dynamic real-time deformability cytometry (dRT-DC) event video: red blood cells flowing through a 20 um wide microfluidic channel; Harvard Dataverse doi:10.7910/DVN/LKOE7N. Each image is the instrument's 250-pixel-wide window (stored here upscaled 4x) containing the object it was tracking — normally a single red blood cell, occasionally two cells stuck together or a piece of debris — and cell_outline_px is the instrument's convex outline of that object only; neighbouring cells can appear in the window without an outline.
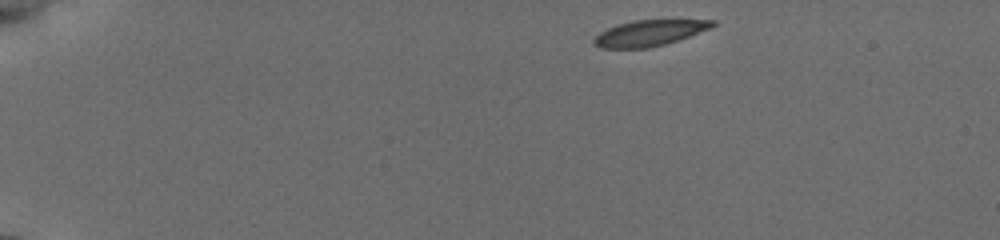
{"species": "common noctule bat (a hibernating species)", "species_latin": "Nyctalus noctula", "temperature_condition": "cold", "stored_images_in_passage": 61, "camera_frame_rate_fps": 3000, "um_per_image_px": 0.085, "animal": {"sex": "female", "body_mass_g": 19.5, "forearm_length_mm": 54.1}, "frame": {"image": 1, "passage_image": 1, "time_ms": 0.0, "image_size_px": [1000, 240], "cell_outline_px": [[716, 24], [708, 28], [688, 36], [664, 44], [648, 48], [600, 48], [592, 44], [592, 40], [600, 32], [608, 28], [620, 24], [636, 20], [716, 20]], "centroid_in_image_um": [55.13, 2.81], "position_along_channel_um": 29.9, "area_um2": 17.51}}
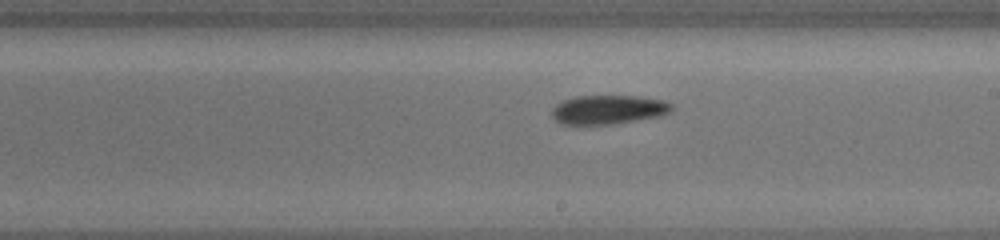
{"frame": {"image": 2, "passage_image": 33, "time_ms": 8.0, "image_size_px": [1000, 240], "cell_outline_px": [[672, 108], [668, 112], [660, 116], [636, 120], [608, 124], [564, 124], [556, 120], [552, 116], [552, 108], [556, 104], [564, 100], [576, 96], [640, 96], [664, 100], [672, 104]], "centroid_in_image_um": [51.7, 9.3], "position_along_channel_um": 237.3, "area_um2": 20.06}}
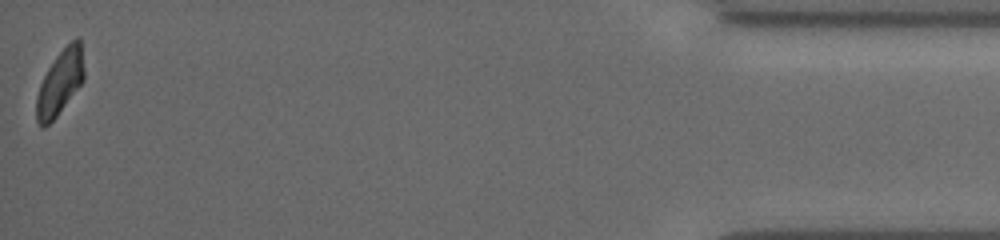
{"frame": {"image": 3, "passage_image": 61, "time_ms": 15.0, "image_size_px": [1000, 240], "cell_outline_px": [[84, 80], [56, 116], [44, 128], [36, 120], [36, 96], [40, 84], [48, 68], [56, 56], [76, 36], [80, 40], [84, 68]], "centroid_in_image_um": [5.1, 7.0], "position_along_channel_um": 430.1, "area_um2": 17.69}, "authors_computed_cell_mechanics": {"area_um2": 19.652, "velocity_mm_per_s": 3.8197, "shape_relaxation_time_tau1_ms": 7.032, "shape_relaxation_time_tau2_ms": null, "deformation_change_tau1": 0.1493, "deformation_change_tau2": null}}